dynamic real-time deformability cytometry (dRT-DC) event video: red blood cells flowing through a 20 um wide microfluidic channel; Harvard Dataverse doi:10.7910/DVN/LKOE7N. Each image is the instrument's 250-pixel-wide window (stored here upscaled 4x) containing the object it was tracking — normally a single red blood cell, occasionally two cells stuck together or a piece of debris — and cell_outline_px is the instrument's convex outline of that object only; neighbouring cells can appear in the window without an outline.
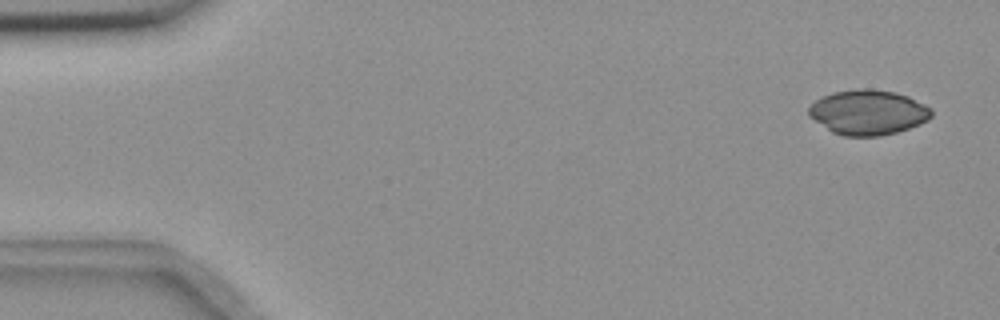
{"species": "common noctule bat (a hibernating species)", "species_latin": "Nyctalus noctula", "temperature_condition": "room temperature", "stored_images_in_passage": 55, "camera_frame_rate_fps": 3000, "um_per_image_px": 0.085, "animal": {"sex": "female", "body_mass_g": 18.4}, "frame": {"image": 1, "passage_image": 3, "time_ms": 0.667, "image_size_px": [1000, 320], "cell_outline_px": [[932, 116], [928, 120], [920, 124], [896, 132], [880, 136], [844, 136], [832, 132], [808, 116], [808, 108], [816, 100], [832, 92], [856, 88], [868, 88], [896, 92], [908, 96], [932, 108]], "centroid_in_image_um": [73.79, 9.54], "position_along_channel_um": 11.2, "area_um2": 32.25}}